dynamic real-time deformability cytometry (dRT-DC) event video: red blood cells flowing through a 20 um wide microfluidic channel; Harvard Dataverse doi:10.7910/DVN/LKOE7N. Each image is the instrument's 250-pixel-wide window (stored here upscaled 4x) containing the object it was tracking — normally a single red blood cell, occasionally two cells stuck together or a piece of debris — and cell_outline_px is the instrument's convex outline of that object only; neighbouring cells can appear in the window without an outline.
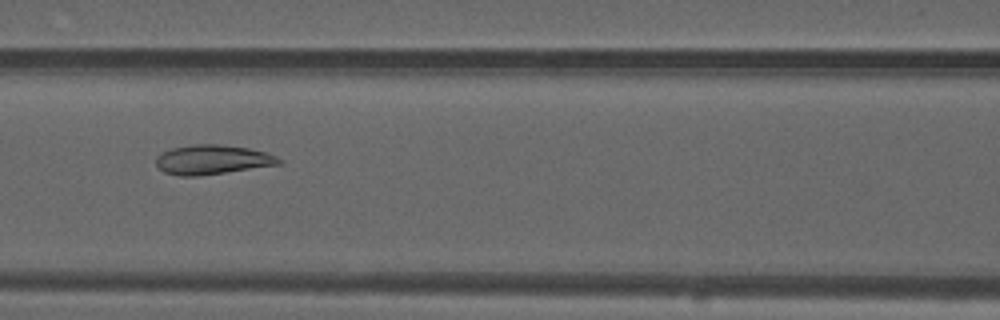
{"species": "common noctule bat (a hibernating species)", "species_latin": "Nyctalus noctula", "temperature_condition": "warm", "stored_images_in_passage": 40, "camera_frame_rate_fps": 3000, "um_per_image_px": 0.085, "animal": {"sex": "male", "forearm_length_mm": 52.5}, "frame": {"image": 1, "passage_image": 10, "time_ms": 3.0, "image_size_px": [1000, 320], "cell_outline_px": [[284, 164], [200, 176], [180, 176], [164, 172], [156, 164], [156, 156], [160, 152], [172, 148], [196, 144], [220, 144], [248, 148], [264, 152], [276, 156], [284, 160]], "centroid_in_image_um": [18.08, 13.58], "position_along_channel_um": 148.5, "area_um2": 21.33}}
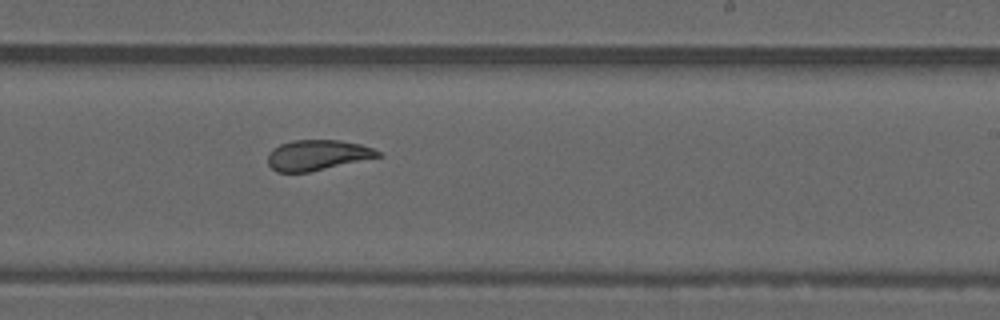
{"frame": {"image": 2, "passage_image": 19, "time_ms": 6.0, "image_size_px": [1000, 320], "cell_outline_px": [[384, 156], [308, 172], [276, 172], [268, 164], [268, 152], [272, 148], [280, 144], [292, 140], [340, 140], [360, 144], [372, 148], [380, 152]], "centroid_in_image_um": [26.97, 13.18], "position_along_channel_um": 262.0, "area_um2": 19.59}}
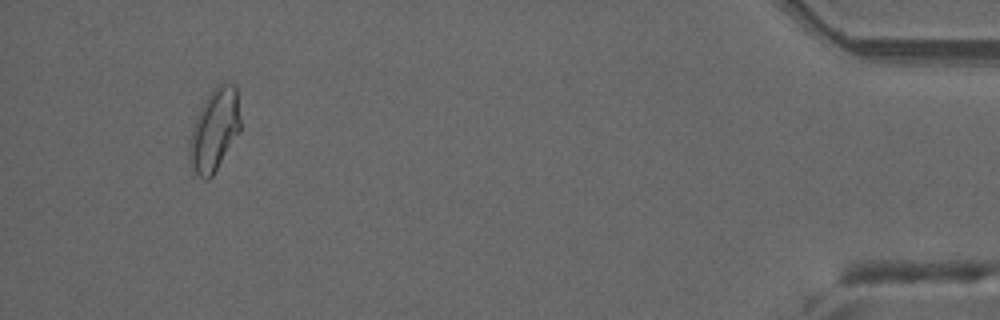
{"frame": {"image": 3, "passage_image": 37, "time_ms": 12.0, "image_size_px": [1000, 320], "cell_outline_px": [[240, 132], [212, 176], [208, 180], [204, 180], [192, 168], [188, 148], [192, 132], [200, 108], [216, 84], [236, 84], [240, 116]], "centroid_in_image_um": [18.26, 11.04], "position_along_channel_um": 416.9, "area_um2": 24.04}, "authors_computed_cell_mechanics": {"area_um2": 21.1548, "velocity_mm_per_s": 3.7978, "shape_relaxation_time_tau1_ms": null, "shape_relaxation_time_tau2_ms": 1.8334, "deformation_change_tau1": null, "deformation_change_tau2": 0.0738}}